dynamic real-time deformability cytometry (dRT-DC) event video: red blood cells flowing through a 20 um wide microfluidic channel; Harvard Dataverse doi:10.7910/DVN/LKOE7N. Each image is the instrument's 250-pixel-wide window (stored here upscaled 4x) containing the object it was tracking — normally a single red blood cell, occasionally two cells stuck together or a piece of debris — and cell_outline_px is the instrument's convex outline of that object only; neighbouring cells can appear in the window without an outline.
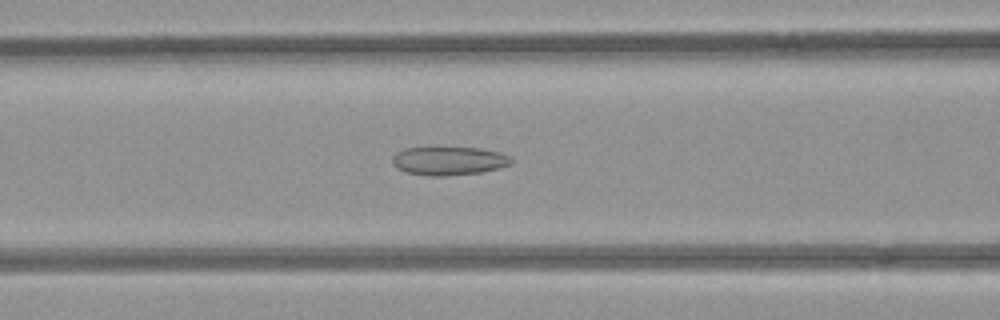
{"species": "common noctule bat (a hibernating species)", "species_latin": "Nyctalus noctula", "temperature_condition": "room temperature", "stored_images_in_passage": 46, "camera_frame_rate_fps": 3000, "um_per_image_px": 0.085, "animal": {"sex": "female", "body_mass_g": 21.9}, "frame": {"image": 1, "passage_image": 21, "time_ms": 6.667, "image_size_px": [1000, 320], "cell_outline_px": [[512, 164], [500, 168], [480, 172], [444, 176], [428, 176], [408, 172], [400, 168], [392, 160], [392, 156], [396, 152], [404, 148], [432, 144], [480, 148], [500, 152], [512, 156]], "centroid_in_image_um": [38.17, 13.6], "position_along_channel_um": 128.4, "area_um2": 20.69}}
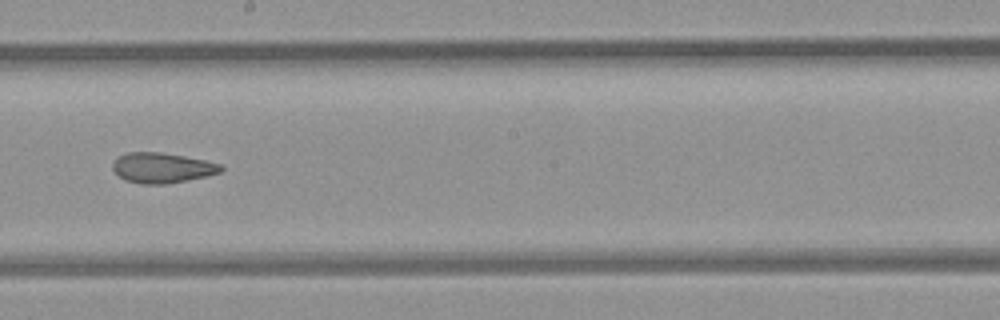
{"frame": {"image": 2, "passage_image": 29, "time_ms": 9.333, "image_size_px": [1000, 320], "cell_outline_px": [[224, 168], [220, 172], [208, 176], [168, 184], [144, 184], [124, 180], [112, 168], [112, 164], [116, 156], [128, 152], [160, 152], [184, 156], [204, 160], [220, 164]], "centroid_in_image_um": [13.76, 14.26], "position_along_channel_um": 234.4, "area_um2": 19.13}}
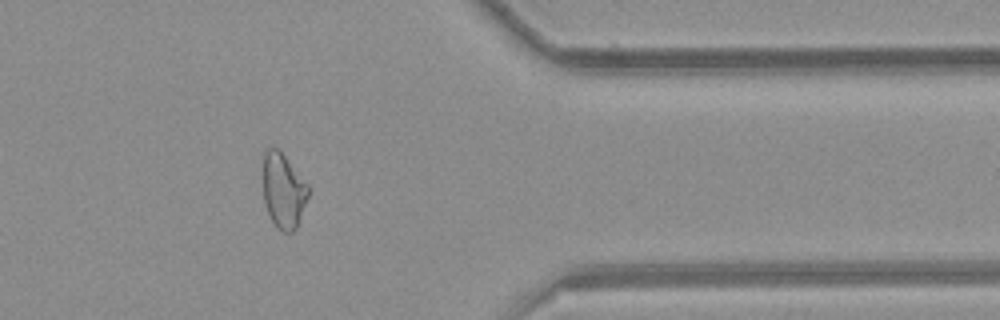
{"frame": {"image": 3, "passage_image": 42, "time_ms": 13.667, "image_size_px": [1000, 320], "cell_outline_px": [[308, 196], [300, 220], [296, 228], [292, 232], [280, 232], [276, 228], [268, 212], [264, 200], [264, 152], [268, 148], [280, 148], [308, 184]], "centroid_in_image_um": [24.1, 16.2], "position_along_channel_um": 387.3, "area_um2": 19.83}}